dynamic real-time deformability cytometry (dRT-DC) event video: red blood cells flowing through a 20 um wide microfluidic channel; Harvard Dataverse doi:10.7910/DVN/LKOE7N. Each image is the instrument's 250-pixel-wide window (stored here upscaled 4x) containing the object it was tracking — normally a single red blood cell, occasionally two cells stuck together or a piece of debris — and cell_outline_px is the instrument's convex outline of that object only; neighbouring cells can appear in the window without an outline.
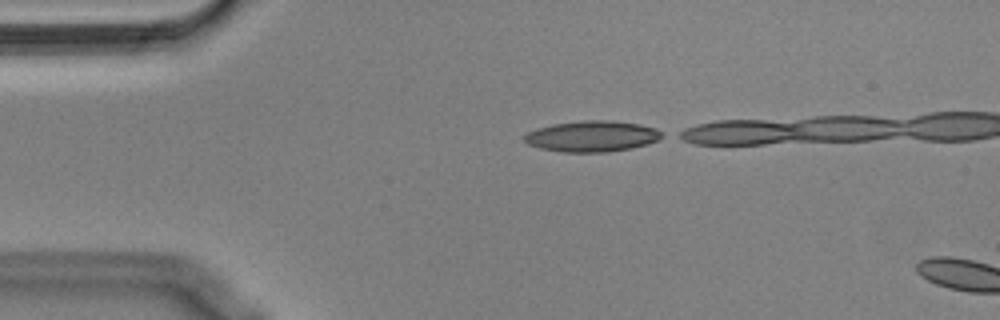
{"species": "Egyptian fruit bat (a non-hibernating species)", "species_latin": "Rousettus aegyptiacus", "temperature_condition": "cold", "stored_images_in_passage": 4, "camera_frame_rate_fps": 3000, "um_per_image_px": 0.085, "animal": {"sex": "male"}, "frame": {"image": 1, "passage_image": 1, "time_ms": 0.0, "image_size_px": [1000, 320], "cell_outline_px": [[664, 136], [648, 144], [632, 148], [608, 152], [564, 152], [540, 148], [528, 144], [524, 140], [524, 136], [528, 132], [536, 128], [552, 124], [580, 120], [612, 120], [640, 124], [656, 128], [664, 132]], "centroid_in_image_um": [50.35, 11.57], "position_along_channel_um": 34.7, "area_um2": 25.03}}